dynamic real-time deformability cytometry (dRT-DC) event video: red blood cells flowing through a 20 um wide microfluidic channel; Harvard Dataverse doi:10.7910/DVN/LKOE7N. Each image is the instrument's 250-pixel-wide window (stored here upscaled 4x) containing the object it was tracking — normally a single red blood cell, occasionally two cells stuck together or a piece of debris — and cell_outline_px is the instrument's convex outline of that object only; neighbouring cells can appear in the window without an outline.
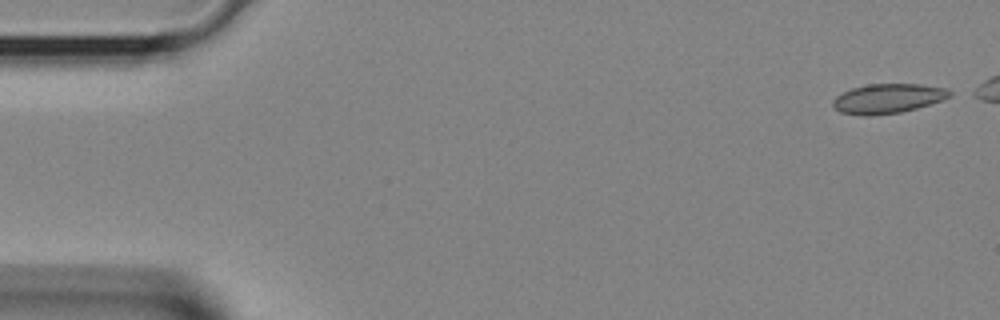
{"species": "Egyptian fruit bat (a non-hibernating species)", "species_latin": "Rousettus aegyptiacus", "temperature_condition": "room temperature", "stored_images_in_passage": 32, "camera_frame_rate_fps": 3000, "um_per_image_px": 0.085, "animal": {"sex": "female"}, "frame": {"image": 1, "passage_image": 1, "time_ms": 0.0, "image_size_px": [1000, 320], "cell_outline_px": [[956, 92], [952, 96], [916, 108], [900, 112], [868, 116], [864, 116], [840, 112], [832, 104], [832, 100], [836, 96], [852, 88], [868, 84], [920, 84], [948, 88]], "centroid_in_image_um": [75.5, 8.36], "position_along_channel_um": 9.5, "area_um2": 20.11}}
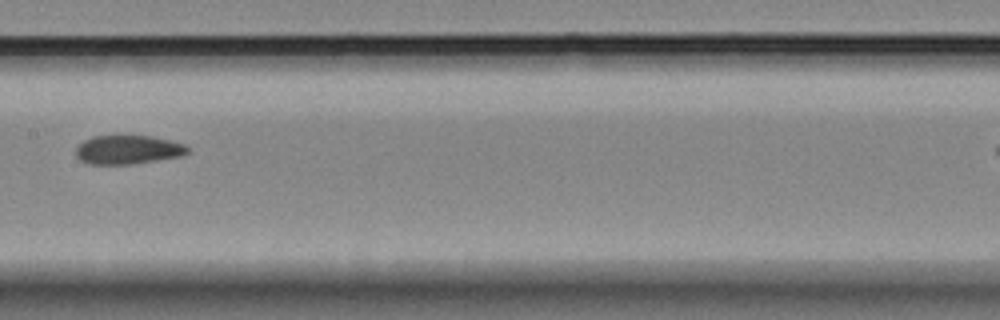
{"frame": {"image": 2, "passage_image": 19, "time_ms": 6.0, "image_size_px": [1000, 320], "cell_outline_px": [[188, 152], [184, 156], [132, 164], [88, 164], [80, 160], [76, 156], [76, 148], [84, 140], [92, 136], [148, 136], [168, 140], [184, 144], [188, 148]], "centroid_in_image_um": [10.86, 12.74], "position_along_channel_um": 196.5, "area_um2": 18.73}}
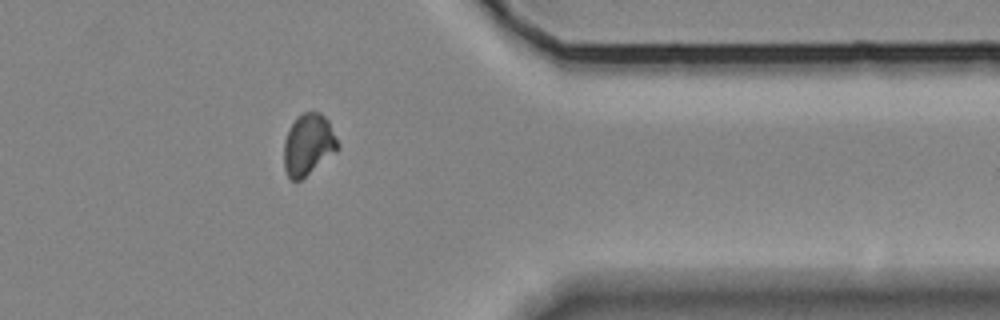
{"frame": {"image": 3, "passage_image": 31, "time_ms": 10.0, "image_size_px": [1000, 320], "cell_outline_px": [[340, 148], [336, 152], [300, 180], [292, 180], [288, 176], [284, 168], [284, 140], [292, 124], [304, 112], [320, 112], [328, 120], [340, 144]], "centroid_in_image_um": [26.23, 12.3], "position_along_channel_um": 385.2, "area_um2": 19.07}}